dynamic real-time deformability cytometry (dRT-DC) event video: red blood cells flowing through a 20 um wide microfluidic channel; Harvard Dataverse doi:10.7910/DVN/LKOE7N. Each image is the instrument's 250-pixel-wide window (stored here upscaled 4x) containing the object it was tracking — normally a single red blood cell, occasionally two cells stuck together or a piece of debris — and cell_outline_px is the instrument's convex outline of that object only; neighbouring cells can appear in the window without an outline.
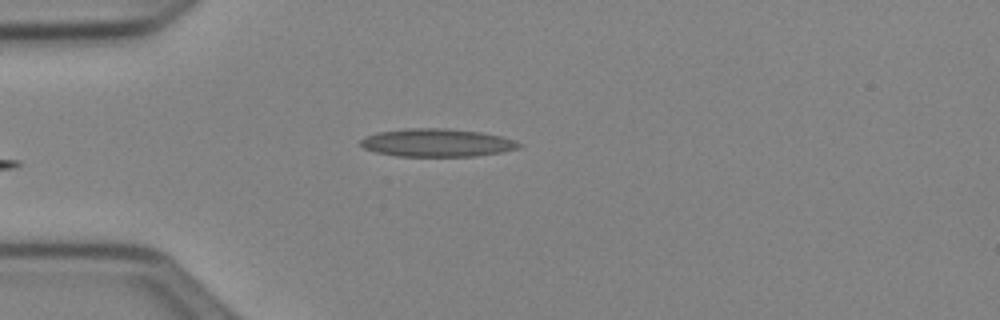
{"species": "Egyptian fruit bat (a non-hibernating species)", "species_latin": "Rousettus aegyptiacus", "temperature_condition": "cold", "stored_images_in_passage": 39, "camera_frame_rate_fps": 3000, "um_per_image_px": 0.085, "animal": {"sex": "female"}, "frame": {"image": 1, "passage_image": 2, "time_ms": 0.333, "image_size_px": [1000, 320], "cell_outline_px": [[524, 144], [520, 148], [500, 152], [476, 156], [396, 156], [376, 152], [364, 148], [360, 144], [360, 140], [364, 136], [376, 132], [412, 128], [444, 128], [480, 132], [500, 136]], "centroid_in_image_um": [37.12, 12.13], "position_along_channel_um": 47.9, "area_um2": 25.78}}
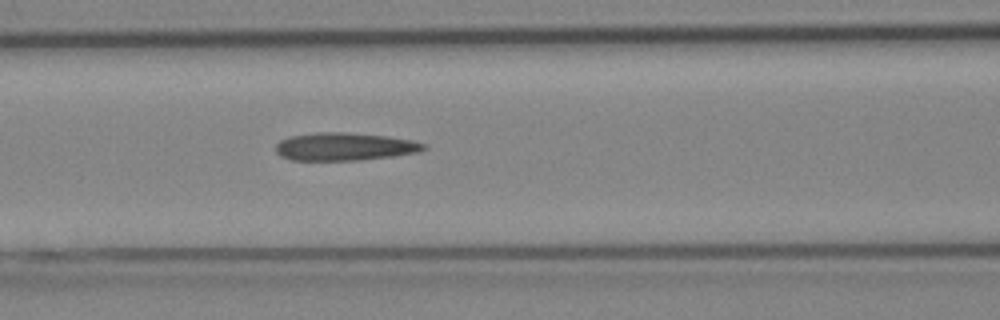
{"frame": {"image": 2, "passage_image": 10, "time_ms": 3.0, "image_size_px": [1000, 320], "cell_outline_px": [[428, 148], [420, 152], [396, 156], [360, 160], [292, 160], [280, 156], [276, 152], [276, 144], [280, 140], [288, 136], [316, 132], [344, 132], [388, 136], [412, 140], [428, 144]], "centroid_in_image_um": [29.33, 12.46], "position_along_channel_um": 137.3, "area_um2": 24.39}}
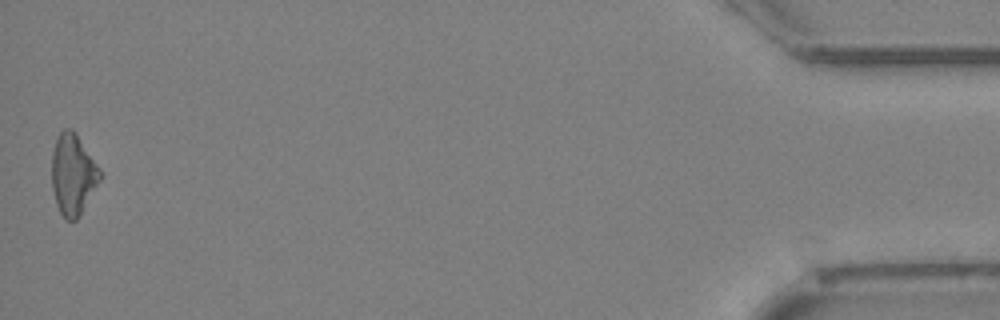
{"frame": {"image": 3, "passage_image": 39, "time_ms": 12.667, "image_size_px": [1000, 320], "cell_outline_px": [[100, 180], [80, 216], [76, 220], [64, 220], [56, 204], [52, 188], [52, 152], [56, 140], [60, 132], [64, 128], [72, 128], [76, 132], [100, 168]], "centroid_in_image_um": [6.19, 14.83], "position_along_channel_um": 429.0, "area_um2": 22.83}, "authors_computed_cell_mechanics": {"area_um2": 23.4668, "velocity_mm_per_s": 3.9708, "shape_relaxation_time_tau1_ms": null, "shape_relaxation_time_tau2_ms": 5.7365, "deformation_change_tau1": null, "deformation_change_tau2": 0.1804}}